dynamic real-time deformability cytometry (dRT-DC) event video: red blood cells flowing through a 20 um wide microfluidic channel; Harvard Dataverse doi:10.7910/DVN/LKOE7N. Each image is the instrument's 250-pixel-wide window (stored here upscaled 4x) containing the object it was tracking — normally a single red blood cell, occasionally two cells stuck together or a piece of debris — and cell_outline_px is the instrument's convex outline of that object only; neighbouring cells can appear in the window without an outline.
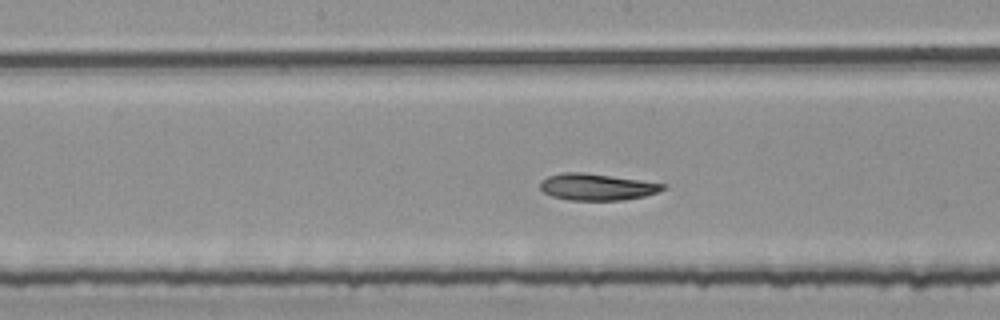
{"species": "common noctule bat (a hibernating species)", "species_latin": "Nyctalus noctula", "temperature_condition": "room temperature", "stored_images_in_passage": 12, "camera_frame_rate_fps": 3000, "um_per_image_px": 0.085, "animal": {"sex": "female", "body_mass_g": 25.1}, "frame": {"image": 1, "passage_image": 7, "time_ms": 2.0, "image_size_px": [1000, 320], "cell_outline_px": [[668, 184], [664, 188], [656, 192], [644, 196], [624, 200], [568, 200], [552, 196], [544, 192], [540, 188], [540, 180], [548, 176], [564, 172], [584, 172]], "centroid_in_image_um": [50.71, 15.88], "position_along_channel_um": 197.5, "area_um2": 19.02}}